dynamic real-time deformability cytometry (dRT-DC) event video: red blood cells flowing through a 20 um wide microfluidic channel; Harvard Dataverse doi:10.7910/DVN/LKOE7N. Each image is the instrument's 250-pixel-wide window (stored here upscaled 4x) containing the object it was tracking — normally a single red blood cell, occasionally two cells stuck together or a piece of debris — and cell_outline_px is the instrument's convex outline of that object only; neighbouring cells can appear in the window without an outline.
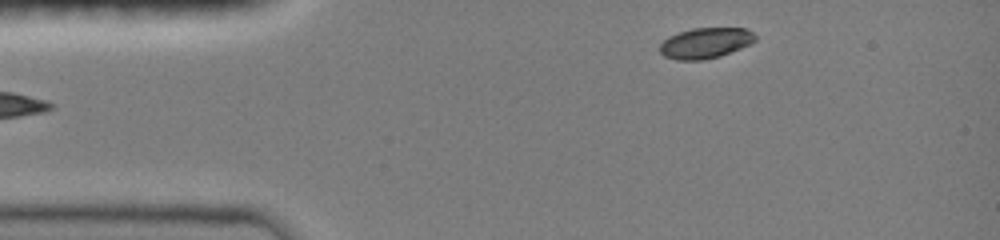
{"species": "common noctule bat (a hibernating species)", "species_latin": "Nyctalus noctula", "temperature_condition": "room temperature", "stored_images_in_passage": 7, "segment_of_instrument_passage": [2, 2], "camera_frame_rate_fps": 3000, "um_per_image_px": 0.085, "animal": {"sex": "female", "body_mass_g": 19.0, "forearm_length_mm": 51.5}, "frame": {"image": 1, "passage_image": 7, "time_ms": 4.667, "image_size_px": [1000, 240], "cell_outline_px": [[756, 40], [740, 48], [720, 56], [700, 60], [676, 60], [664, 56], [660, 52], [660, 44], [668, 36], [692, 28], [748, 28], [756, 36]], "centroid_in_image_um": [59.95, 3.65], "position_along_channel_um": 25.1, "area_um2": 16.94}}